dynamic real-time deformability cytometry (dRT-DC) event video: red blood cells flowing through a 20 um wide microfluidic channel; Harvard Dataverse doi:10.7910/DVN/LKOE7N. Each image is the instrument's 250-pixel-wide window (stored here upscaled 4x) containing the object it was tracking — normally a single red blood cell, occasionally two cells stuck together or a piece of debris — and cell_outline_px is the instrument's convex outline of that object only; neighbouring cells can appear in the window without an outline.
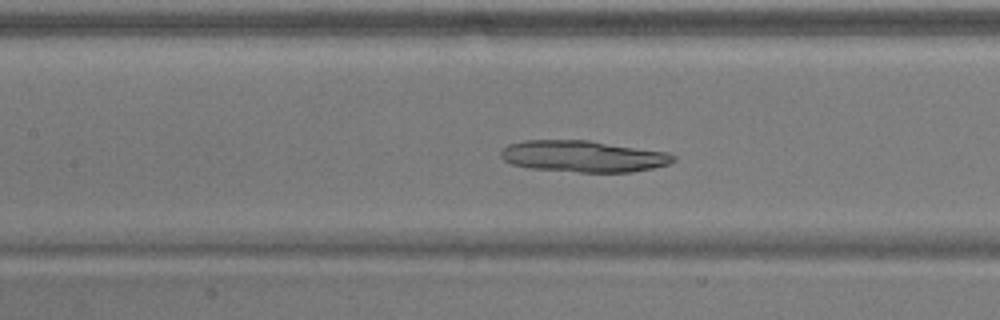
{"species": "common noctule bat (a hibernating species)", "species_latin": "Nyctalus noctula", "temperature_condition": "warm", "stored_images_in_passage": 54, "camera_frame_rate_fps": 3000, "um_per_image_px": 0.085, "animal": {"sex": "male", "body_mass_g": 17.9}, "frame": {"image": 1, "passage_image": 25, "time_ms": 8.0, "image_size_px": [1000, 320], "cell_outline_px": [[676, 160], [668, 164], [652, 168], [632, 172], [580, 172], [528, 168], [512, 164], [504, 160], [500, 156], [500, 152], [508, 144], [524, 140], [588, 140], [668, 152], [676, 156]], "centroid_in_image_um": [49.57, 13.28], "position_along_channel_um": 157.8, "area_um2": 31.73}}
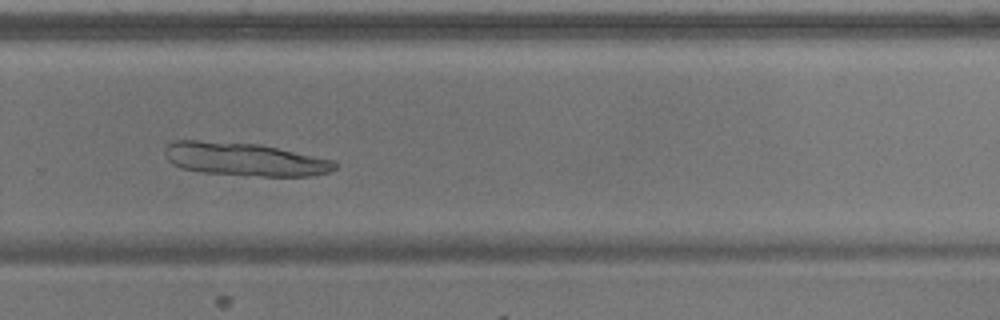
{"frame": {"image": 2, "passage_image": 37, "time_ms": 12.0, "image_size_px": [1000, 320], "cell_outline_px": [[336, 168], [328, 172], [308, 176], [260, 176], [200, 172], [180, 168], [172, 164], [168, 160], [164, 152], [164, 148], [168, 144], [176, 140], [200, 140], [260, 144], [336, 160]], "centroid_in_image_um": [20.77, 13.53], "position_along_channel_um": 309.0, "area_um2": 33.06}}